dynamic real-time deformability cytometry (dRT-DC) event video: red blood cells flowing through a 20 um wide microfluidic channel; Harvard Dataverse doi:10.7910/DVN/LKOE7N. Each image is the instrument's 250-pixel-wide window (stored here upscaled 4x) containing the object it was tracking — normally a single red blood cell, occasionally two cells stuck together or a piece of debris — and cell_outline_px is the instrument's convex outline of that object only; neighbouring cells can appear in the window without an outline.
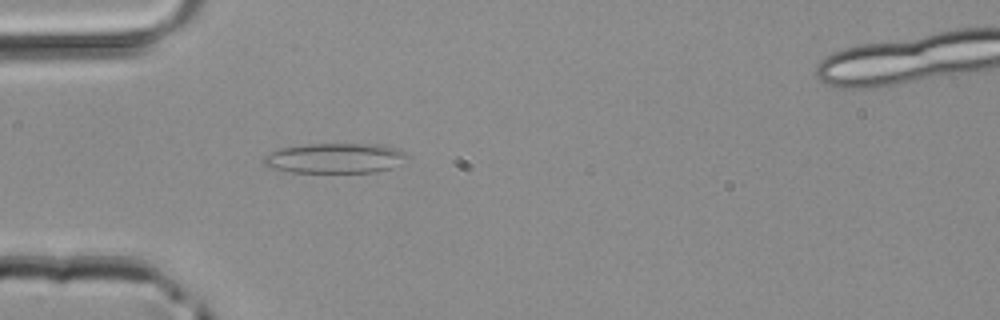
{"species": "common noctule bat (a hibernating species)", "species_latin": "Nyctalus noctula", "temperature_condition": "room temperature", "stored_images_in_passage": 3, "camera_frame_rate_fps": 3000, "um_per_image_px": 0.085, "animal": {"sex": "male", "body_mass_g": 20.4}, "frame": {"image": 1, "passage_image": 3, "time_ms": 0.667, "image_size_px": [1000, 320], "cell_outline_px": [[412, 156], [392, 168], [376, 172], [292, 172], [272, 168], [264, 164], [264, 156], [280, 148], [308, 144], [380, 144], [396, 148]], "centroid_in_image_um": [28.54, 13.44], "position_along_channel_um": 56.5, "area_um2": 25.14}}